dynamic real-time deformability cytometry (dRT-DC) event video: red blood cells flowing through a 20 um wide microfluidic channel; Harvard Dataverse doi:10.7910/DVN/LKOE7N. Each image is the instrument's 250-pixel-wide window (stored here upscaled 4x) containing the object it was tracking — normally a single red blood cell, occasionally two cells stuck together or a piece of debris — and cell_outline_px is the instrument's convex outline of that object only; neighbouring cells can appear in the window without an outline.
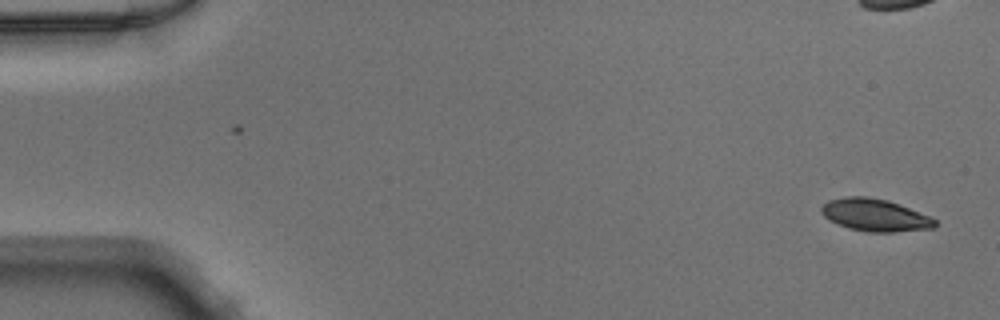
{"species": "Egyptian fruit bat (a non-hibernating species)", "species_latin": "Rousettus aegyptiacus", "temperature_condition": "warm", "stored_images_in_passage": 50, "camera_frame_rate_fps": 3000, "um_per_image_px": 0.085, "animal": {"sex": "male"}, "frame": {"image": 1, "passage_image": 1, "time_ms": 0.0, "image_size_px": [1000, 320], "cell_outline_px": [[936, 224], [932, 228], [892, 232], [872, 232], [848, 228], [836, 224], [828, 220], [820, 212], [820, 208], [828, 200], [844, 196], [868, 196], [888, 200], [928, 216], [936, 220]], "centroid_in_image_um": [74.3, 18.27], "position_along_channel_um": 10.7, "area_um2": 21.33}}